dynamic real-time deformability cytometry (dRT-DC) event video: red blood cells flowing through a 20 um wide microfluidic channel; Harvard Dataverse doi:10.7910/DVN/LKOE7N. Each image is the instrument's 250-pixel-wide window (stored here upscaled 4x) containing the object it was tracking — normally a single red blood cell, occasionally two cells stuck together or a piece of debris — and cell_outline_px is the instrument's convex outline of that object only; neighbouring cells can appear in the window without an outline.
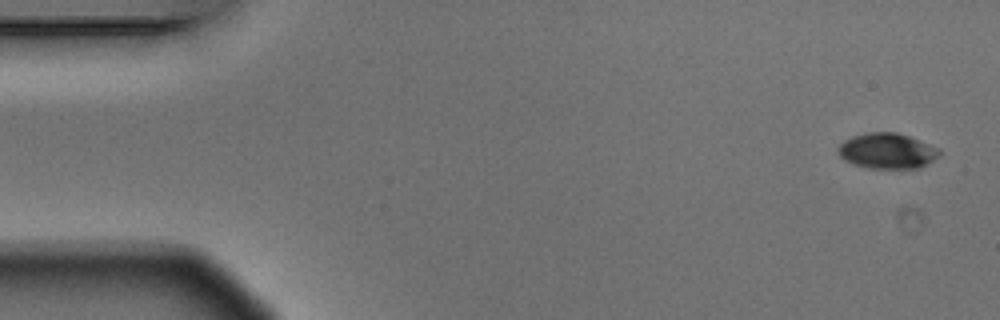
{"species": "Egyptian fruit bat (a non-hibernating species)", "species_latin": "Rousettus aegyptiacus", "temperature_condition": "warm", "stored_images_in_passage": 6, "segment_of_instrument_passage": [1, 2], "camera_frame_rate_fps": 3000, "um_per_image_px": 0.085, "animal": {"sex": "male"}, "frame": {"image": 1, "passage_image": 1, "time_ms": 0.0, "image_size_px": [1000, 320], "cell_outline_px": [[940, 156], [920, 168], [868, 168], [844, 160], [840, 156], [836, 148], [844, 140], [852, 136], [868, 132], [896, 132], [908, 136], [940, 148]], "centroid_in_image_um": [75.41, 12.82], "position_along_channel_um": 9.6, "area_um2": 20.98}}
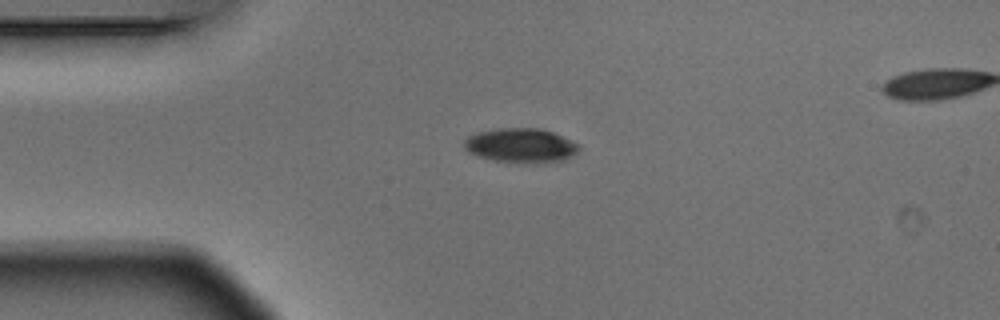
{"frame": {"image": 2, "passage_image": 4, "time_ms": 1.0, "image_size_px": [1000, 320], "cell_outline_px": [[580, 148], [572, 156], [564, 160], [536, 164], [492, 160], [476, 156], [468, 152], [464, 148], [464, 140], [468, 136], [480, 132], [500, 128], [540, 128], [552, 132], [580, 144]], "centroid_in_image_um": [44.27, 12.38], "position_along_channel_um": 40.7, "area_um2": 23.12}}